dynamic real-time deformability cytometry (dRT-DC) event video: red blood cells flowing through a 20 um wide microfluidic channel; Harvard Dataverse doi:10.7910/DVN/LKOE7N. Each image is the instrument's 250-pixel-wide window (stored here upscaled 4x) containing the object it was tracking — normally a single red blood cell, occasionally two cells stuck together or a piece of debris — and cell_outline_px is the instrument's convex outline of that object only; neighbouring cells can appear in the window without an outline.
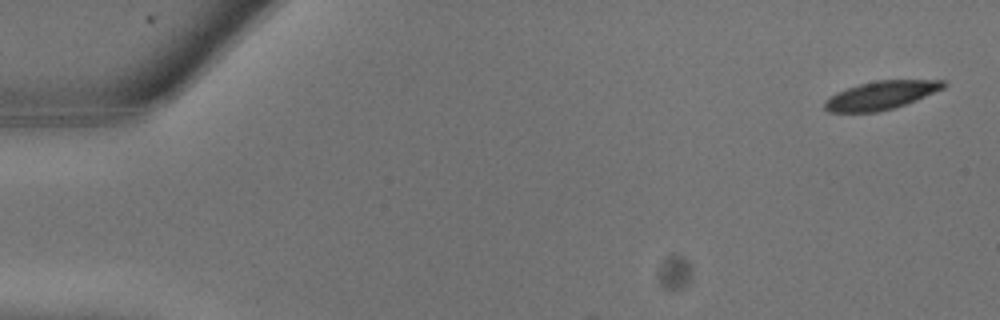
{"species": "common noctule bat (a hibernating species)", "species_latin": "Nyctalus noctula", "temperature_condition": "warm", "stored_images_in_passage": 8, "camera_frame_rate_fps": 3000, "um_per_image_px": 0.085, "animal": {"sex": "male", "body_mass_g": 13.3}, "frame": {"image": 1, "passage_image": 1, "time_ms": 0.0, "image_size_px": [1000, 320], "cell_outline_px": [[948, 84], [944, 88], [916, 100], [880, 112], [828, 112], [824, 108], [824, 100], [836, 92], [860, 84], [876, 80], [944, 80]], "centroid_in_image_um": [74.87, 8.1], "position_along_channel_um": 10.1, "area_um2": 19.59}}
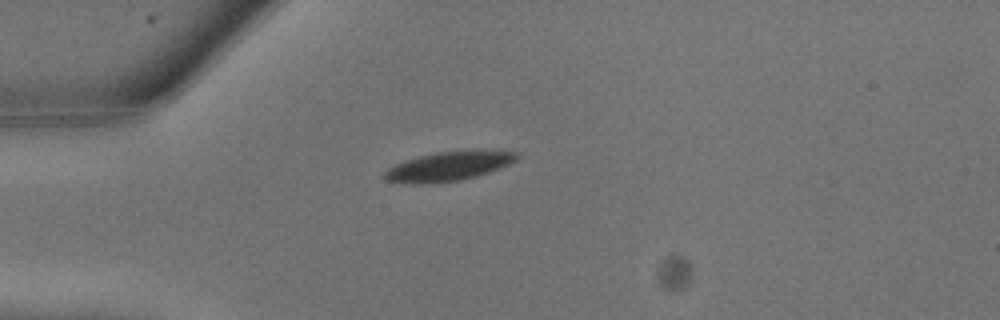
{"frame": {"image": 2, "passage_image": 7, "time_ms": 2.0, "image_size_px": [1000, 320], "cell_outline_px": [[520, 156], [516, 160], [500, 168], [476, 176], [460, 180], [432, 184], [408, 184], [384, 180], [384, 172], [388, 168], [396, 164], [420, 156], [440, 152], [476, 148], [520, 152]], "centroid_in_image_um": [38.19, 14.11], "position_along_channel_um": 46.8, "area_um2": 23.0}}